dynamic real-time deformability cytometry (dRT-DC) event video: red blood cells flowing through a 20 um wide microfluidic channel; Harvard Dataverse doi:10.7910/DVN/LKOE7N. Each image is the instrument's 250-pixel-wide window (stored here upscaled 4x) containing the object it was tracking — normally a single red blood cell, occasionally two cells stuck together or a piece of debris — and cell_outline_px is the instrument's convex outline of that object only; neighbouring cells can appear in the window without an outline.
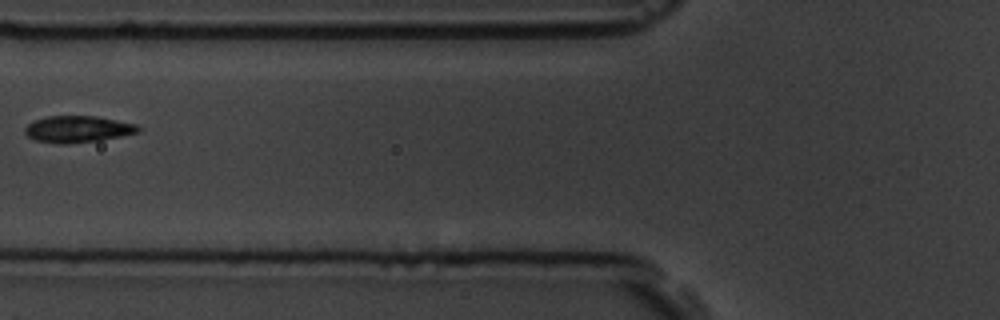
{"species": "common noctule bat (a hibernating species)", "species_latin": "Nyctalus noctula", "temperature_condition": "room temperature", "stored_images_in_passage": 7, "camera_frame_rate_fps": 3000, "um_per_image_px": 0.085, "animal": {"sex": "male", "body_mass_g": 19.5, "forearm_length_mm": 54.6}, "frame": {"image": 1, "passage_image": 6, "time_ms": 6.667, "image_size_px": [1000, 320], "cell_outline_px": [[140, 132], [100, 140], [64, 144], [56, 144], [36, 140], [28, 136], [24, 132], [24, 128], [28, 124], [36, 120], [48, 116], [96, 116], [136, 124], [140, 128]], "centroid_in_image_um": [6.6, 10.98], "position_along_channel_um": 119.2, "area_um2": 17.46}}
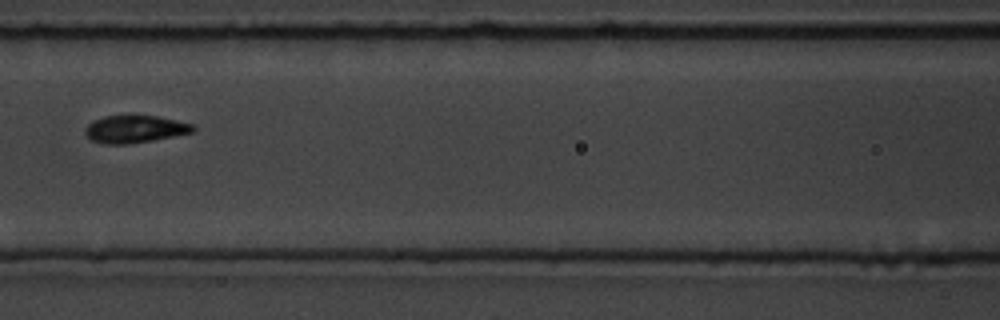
{"frame": {"image": 2, "passage_image": 7, "time_ms": 7.667, "image_size_px": [1000, 320], "cell_outline_px": [[196, 132], [152, 140], [128, 144], [104, 144], [92, 140], [84, 132], [84, 128], [92, 120], [104, 116], [156, 116], [176, 120], [192, 124], [196, 128]], "centroid_in_image_um": [11.46, 10.98], "position_along_channel_um": 155.1, "area_um2": 17.22}}